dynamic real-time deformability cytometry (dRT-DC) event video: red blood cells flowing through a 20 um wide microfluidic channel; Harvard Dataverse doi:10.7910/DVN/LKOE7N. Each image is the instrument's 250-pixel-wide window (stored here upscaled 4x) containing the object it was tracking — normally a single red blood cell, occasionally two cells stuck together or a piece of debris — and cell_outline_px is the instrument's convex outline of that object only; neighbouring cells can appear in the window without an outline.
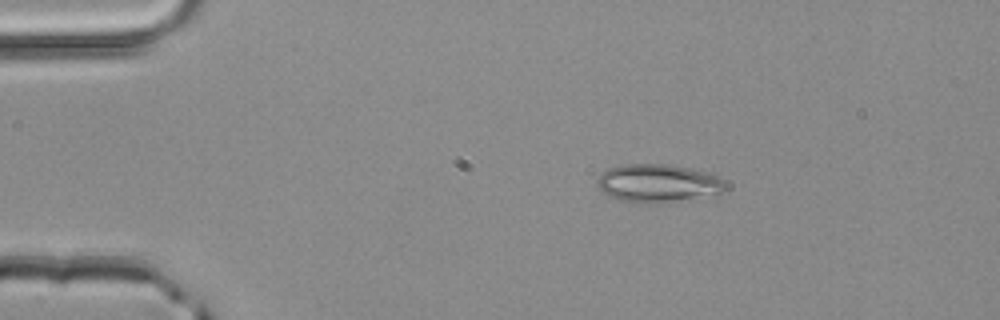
{"species": "common noctule bat (a hibernating species)", "species_latin": "Nyctalus noctula", "temperature_condition": "room temperature", "stored_images_in_passage": 2, "camera_frame_rate_fps": 3000, "um_per_image_px": 0.085, "animal": {"sex": "male", "body_mass_g": 20.4}, "frame": {"image": 1, "passage_image": 1, "time_ms": 0.0, "image_size_px": [1000, 320], "cell_outline_px": [[724, 192], [720, 196], [656, 204], [652, 204], [620, 200], [608, 196], [596, 184], [596, 180], [608, 168], [624, 164], [668, 164], [692, 168], [708, 172], [724, 180]], "centroid_in_image_um": [56.0, 15.6], "position_along_channel_um": 29.0, "area_um2": 29.13}}